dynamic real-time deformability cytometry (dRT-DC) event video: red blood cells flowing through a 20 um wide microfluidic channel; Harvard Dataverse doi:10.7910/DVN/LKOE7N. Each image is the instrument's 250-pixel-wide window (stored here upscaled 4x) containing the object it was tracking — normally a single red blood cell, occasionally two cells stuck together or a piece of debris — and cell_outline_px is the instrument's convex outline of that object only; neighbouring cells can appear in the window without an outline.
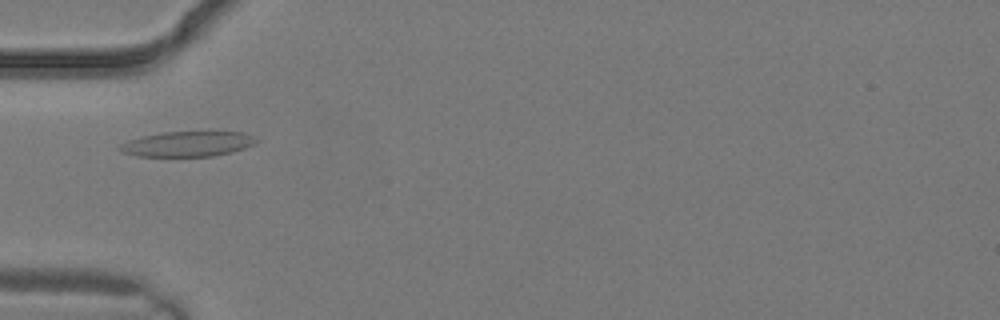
{"species": "common noctule bat (a hibernating species)", "species_latin": "Nyctalus noctula", "temperature_condition": "warm", "stored_images_in_passage": 3, "camera_frame_rate_fps": 3000, "um_per_image_px": 0.085, "animal": {"sex": "male", "body_mass_g": 19.2, "forearm_length_mm": 51.8}, "frame": {"image": 1, "passage_image": 3, "time_ms": 0.667, "image_size_px": [1000, 320], "cell_outline_px": [[260, 140], [256, 144], [232, 152], [212, 156], [136, 156], [124, 152], [116, 148], [120, 144], [128, 140], [144, 136], [164, 132], [244, 132]], "centroid_in_image_um": [15.97, 12.24], "position_along_channel_um": 69.0, "area_um2": 19.94}}